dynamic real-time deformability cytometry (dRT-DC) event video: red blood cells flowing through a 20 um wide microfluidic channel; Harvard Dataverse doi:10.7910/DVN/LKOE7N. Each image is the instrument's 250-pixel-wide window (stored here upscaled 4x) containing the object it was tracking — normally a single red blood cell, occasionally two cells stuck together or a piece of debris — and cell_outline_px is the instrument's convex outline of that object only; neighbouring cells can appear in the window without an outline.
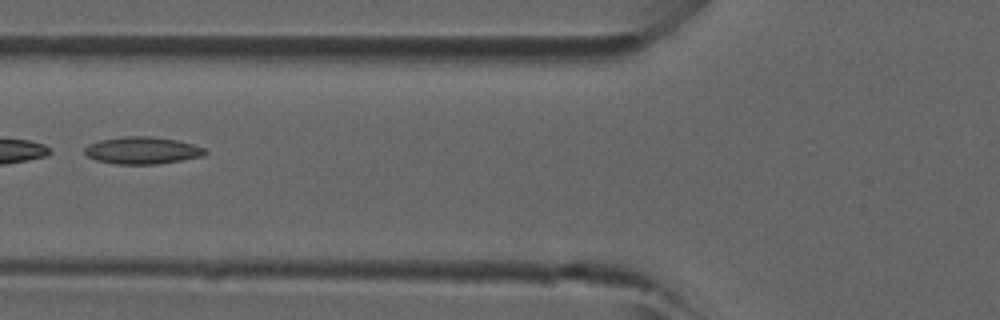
{"species": "common noctule bat (a hibernating species)", "species_latin": "Nyctalus noctula", "temperature_condition": "room temperature", "stored_images_in_passage": 6, "camera_frame_rate_fps": 3000, "um_per_image_px": 0.085, "animal": {"sex": "male", "forearm_length_mm": 52.5}, "frame": {"image": 1, "passage_image": 6, "time_ms": 1.667, "image_size_px": [1000, 320], "cell_outline_px": [[208, 152], [204, 156], [156, 164], [116, 164], [96, 160], [88, 156], [84, 152], [84, 148], [88, 144], [100, 140], [124, 136], [152, 136], [176, 140], [192, 144], [204, 148]], "centroid_in_image_um": [12.08, 12.78], "position_along_channel_um": 113.7, "area_um2": 19.02}}